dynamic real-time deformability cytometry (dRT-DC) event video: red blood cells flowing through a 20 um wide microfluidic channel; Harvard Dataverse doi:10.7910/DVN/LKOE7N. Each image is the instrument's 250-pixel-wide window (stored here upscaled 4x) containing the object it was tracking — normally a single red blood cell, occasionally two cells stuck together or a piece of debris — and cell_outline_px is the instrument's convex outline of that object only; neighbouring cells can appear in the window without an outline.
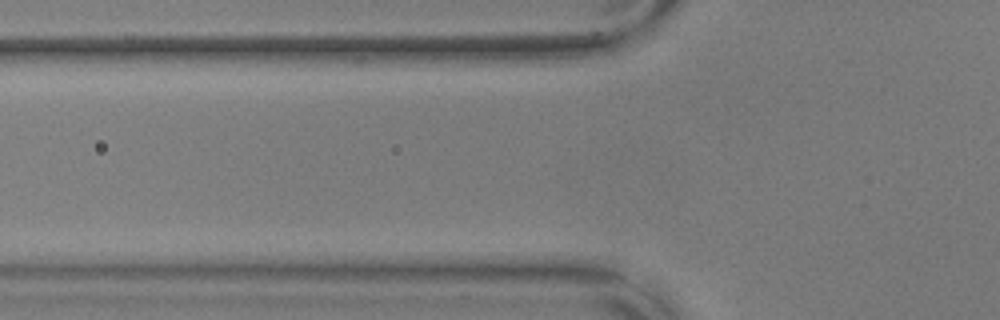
{"species": "common noctule bat (a hibernating species)", "species_latin": "Nyctalus noctula", "temperature_condition": "warm", "stored_images_in_passage": 3, "camera_frame_rate_fps": 3000, "um_per_image_px": 0.085, "animal": {"sex": "male", "body_mass_g": 17.9, "forearm_length_mm": 54.2}, "frame": {"image": 1, "passage_image": 2, "time_ms": 0.333, "image_size_px": [1000, 320], "cell_outline_px": [[460, 40], [364, 60], [356, 60], [344, 40], [372, 36], [460, 36]], "centroid_in_image_um": [33.36, 3.81], "position_along_channel_um": 92.4, "area_um2": 11.91}}